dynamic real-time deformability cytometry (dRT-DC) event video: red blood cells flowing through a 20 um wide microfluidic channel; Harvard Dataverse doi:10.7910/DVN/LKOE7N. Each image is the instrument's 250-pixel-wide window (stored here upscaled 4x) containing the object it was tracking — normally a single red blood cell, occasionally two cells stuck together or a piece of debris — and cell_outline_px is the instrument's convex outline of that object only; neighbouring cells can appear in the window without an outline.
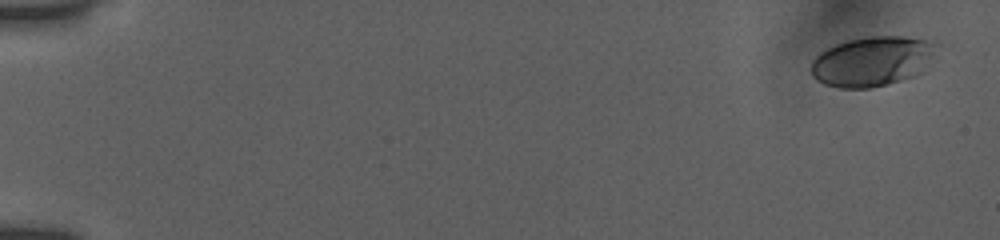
{"species": "human", "species_latin": "Homo sapiens", "temperature_condition": "room temperature", "stored_images_in_passage": 7, "camera_frame_rate_fps": 3000, "um_per_image_px": 0.085, "donor": {"sex": "female"}, "frame": {"image": 1, "passage_image": 1, "time_ms": 0.0, "image_size_px": [1000, 240], "cell_outline_px": [[932, 48], [916, 72], [912, 76], [900, 80], [868, 88], [840, 88], [824, 84], [816, 80], [812, 76], [812, 60], [820, 52], [836, 44], [848, 40], [872, 36], [904, 36], [924, 40], [932, 44]], "centroid_in_image_um": [73.94, 5.22], "position_along_channel_um": 11.1, "area_um2": 34.74}}
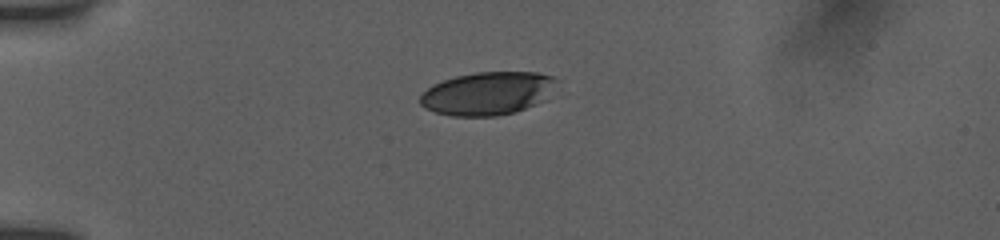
{"frame": {"image": 2, "passage_image": 6, "time_ms": 4.333, "image_size_px": [1000, 240], "cell_outline_px": [[560, 80], [544, 100], [536, 104], [516, 112], [496, 116], [452, 116], [436, 112], [424, 108], [420, 104], [420, 96], [432, 84], [456, 76], [476, 72], [536, 72], [552, 76]], "centroid_in_image_um": [41.46, 7.94], "position_along_channel_um": 43.5, "area_um2": 34.39}}